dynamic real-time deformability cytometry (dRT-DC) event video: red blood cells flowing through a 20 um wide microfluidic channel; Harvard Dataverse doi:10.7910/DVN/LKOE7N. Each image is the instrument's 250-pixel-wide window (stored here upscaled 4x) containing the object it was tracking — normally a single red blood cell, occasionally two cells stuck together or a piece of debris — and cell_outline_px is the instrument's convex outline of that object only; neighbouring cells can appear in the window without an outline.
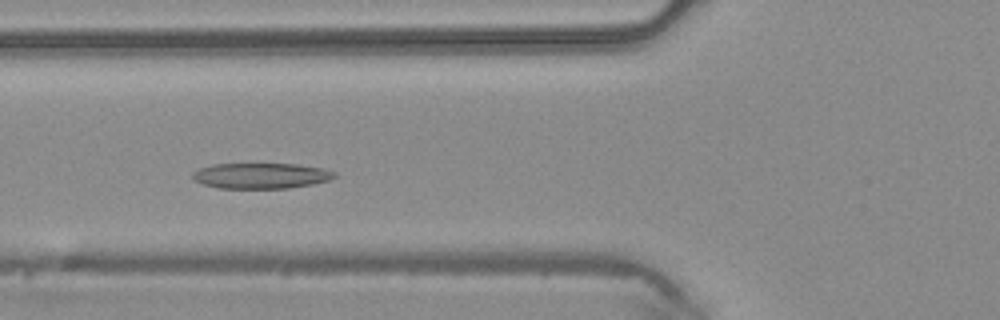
{"species": "common noctule bat (a hibernating species)", "species_latin": "Nyctalus noctula", "temperature_condition": "warm", "stored_images_in_passage": 37, "camera_frame_rate_fps": 3000, "um_per_image_px": 0.085, "animal": {"sex": "male", "body_mass_g": 20.4}, "frame": {"image": 1, "passage_image": 14, "time_ms": 4.333, "image_size_px": [1000, 320], "cell_outline_px": [[336, 176], [328, 180], [312, 184], [288, 188], [220, 188], [204, 184], [196, 180], [192, 176], [192, 172], [200, 168], [212, 164], [296, 164], [324, 168], [336, 172]], "centroid_in_image_um": [22.2, 14.93], "position_along_channel_um": 103.6, "area_um2": 21.04}}
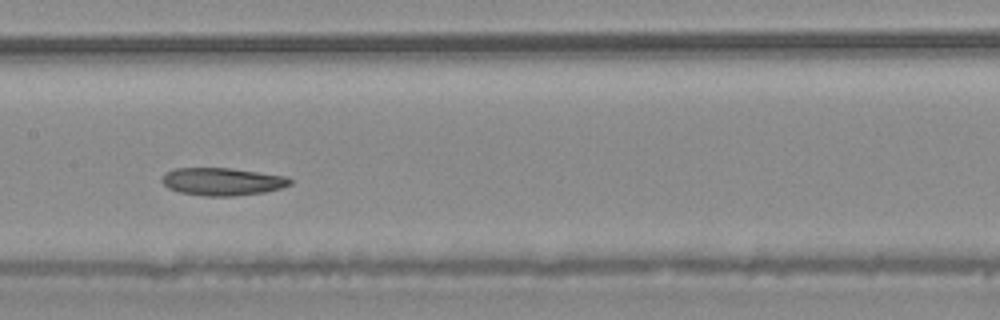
{"frame": {"image": 2, "passage_image": 20, "time_ms": 6.333, "image_size_px": [1000, 320], "cell_outline_px": [[292, 184], [280, 188], [264, 192], [236, 196], [204, 196], [180, 192], [168, 188], [160, 180], [168, 172], [176, 168], [228, 168], [288, 176], [292, 180]], "centroid_in_image_um": [18.93, 15.44], "position_along_channel_um": 188.5, "area_um2": 20.58}}
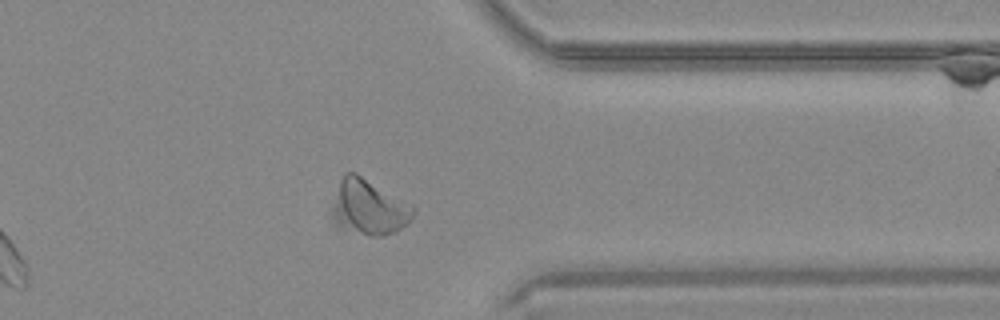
{"frame": {"image": 3, "passage_image": 34, "time_ms": 11.0, "image_size_px": [1000, 320], "cell_outline_px": [[416, 208], [408, 224], [396, 232], [384, 236], [368, 236], [336, 224], [332, 220], [332, 204], [340, 180], [344, 172], [356, 172], [412, 204]], "centroid_in_image_um": [31.37, 17.61], "position_along_channel_um": 380.0, "area_um2": 26.3}}